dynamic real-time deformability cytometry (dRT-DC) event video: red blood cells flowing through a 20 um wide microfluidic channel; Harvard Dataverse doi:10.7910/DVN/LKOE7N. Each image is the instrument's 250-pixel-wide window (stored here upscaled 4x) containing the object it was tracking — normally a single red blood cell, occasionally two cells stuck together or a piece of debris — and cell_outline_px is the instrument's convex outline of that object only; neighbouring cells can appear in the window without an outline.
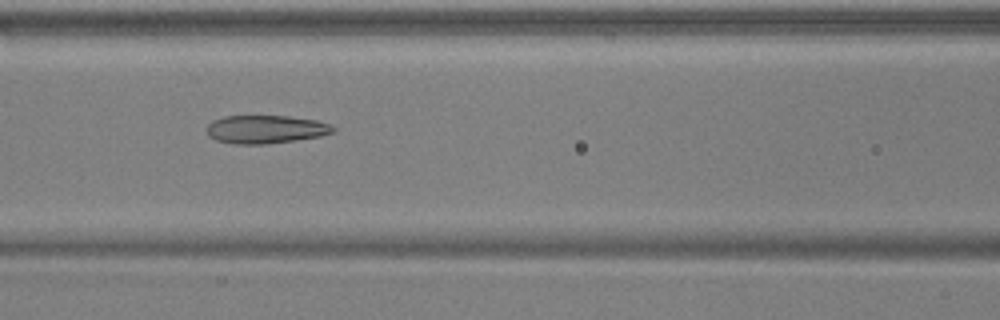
{"species": "common noctule bat (a hibernating species)", "species_latin": "Nyctalus noctula", "temperature_condition": "warm", "stored_images_in_passage": 11, "camera_frame_rate_fps": 3000, "um_per_image_px": 0.085, "animal": {"sex": "male", "body_mass_g": 17.9, "forearm_length_mm": 54.2}, "frame": {"image": 1, "passage_image": 8, "time_ms": 2.333, "image_size_px": [1000, 320], "cell_outline_px": [[336, 132], [320, 136], [264, 144], [232, 144], [216, 140], [208, 136], [208, 124], [212, 120], [224, 116], [288, 116], [316, 120], [332, 124], [336, 128]], "centroid_in_image_um": [22.6, 10.98], "position_along_channel_um": 144.0, "area_um2": 20.81}}
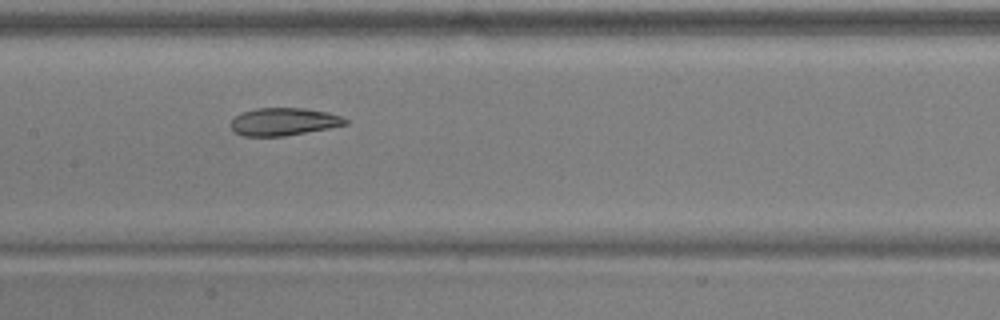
{"frame": {"image": 2, "passage_image": 10, "time_ms": 3.0, "image_size_px": [1000, 320], "cell_outline_px": [[348, 124], [328, 128], [284, 136], [244, 136], [232, 132], [228, 124], [236, 116], [244, 112], [256, 108], [304, 108], [328, 112], [340, 116], [348, 120]], "centroid_in_image_um": [24.08, 10.35], "position_along_channel_um": 183.3, "area_um2": 18.5}}
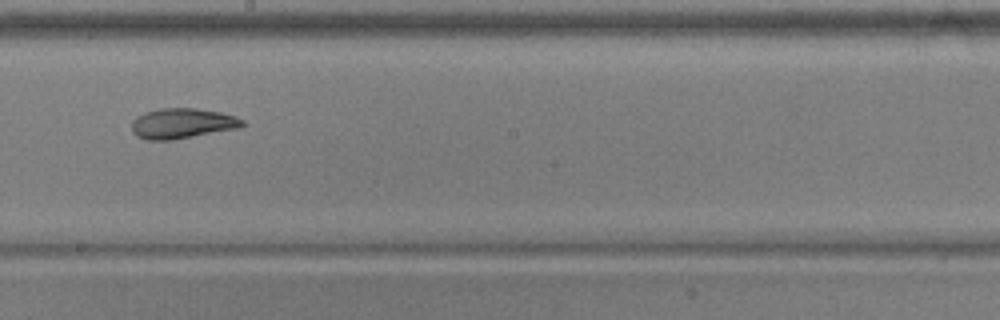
{"frame": {"image": 3, "passage_image": 11, "time_ms": 3.333, "image_size_px": [1000, 320], "cell_outline_px": [[244, 124], [240, 128], [172, 140], [148, 140], [136, 136], [132, 132], [132, 120], [136, 116], [144, 112], [160, 108], [196, 108], [220, 112], [236, 116], [244, 120]], "centroid_in_image_um": [15.48, 10.49], "position_along_channel_um": 232.7, "area_um2": 19.71}}